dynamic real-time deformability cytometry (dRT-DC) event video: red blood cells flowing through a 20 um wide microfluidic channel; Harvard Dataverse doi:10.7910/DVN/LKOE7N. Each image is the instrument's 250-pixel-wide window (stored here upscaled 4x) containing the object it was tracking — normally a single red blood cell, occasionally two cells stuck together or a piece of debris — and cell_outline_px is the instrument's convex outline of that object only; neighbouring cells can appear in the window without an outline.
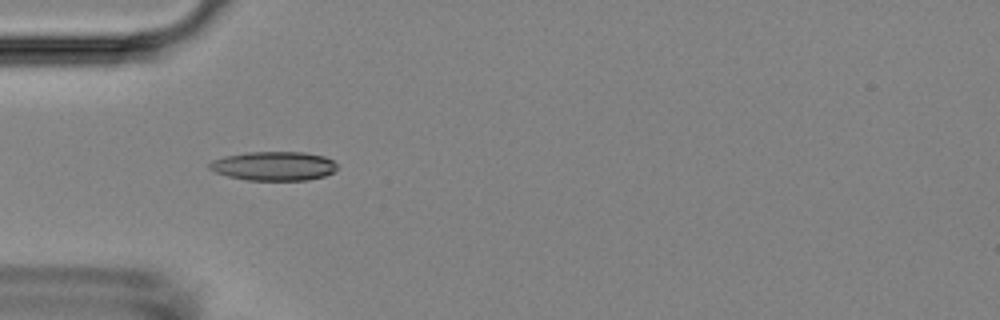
{"species": "Egyptian fruit bat (a non-hibernating species)", "species_latin": "Rousettus aegyptiacus", "temperature_condition": "room temperature", "stored_images_in_passage": 43, "camera_frame_rate_fps": 3000, "um_per_image_px": 0.085, "animal": {"sex": "female"}, "frame": {"image": 1, "passage_image": 6, "time_ms": 1.667, "image_size_px": [1000, 320], "cell_outline_px": [[340, 168], [336, 172], [324, 176], [308, 180], [248, 180], [228, 176], [216, 172], [208, 168], [208, 164], [212, 160], [224, 156], [248, 152], [304, 152], [324, 156], [332, 160]], "centroid_in_image_um": [23.31, 14.11], "position_along_channel_um": 61.7, "area_um2": 21.79}}
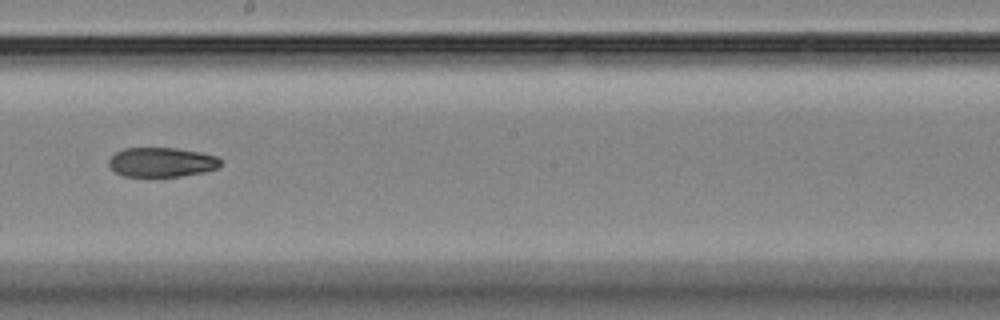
{"frame": {"image": 2, "passage_image": 20, "time_ms": 6.333, "image_size_px": [1000, 320], "cell_outline_px": [[220, 164], [216, 168], [204, 172], [180, 176], [124, 176], [116, 172], [108, 164], [108, 160], [116, 152], [124, 148], [176, 148], [200, 152], [216, 156], [220, 160]], "centroid_in_image_um": [13.72, 13.78], "position_along_channel_um": 234.5, "area_um2": 19.02}}
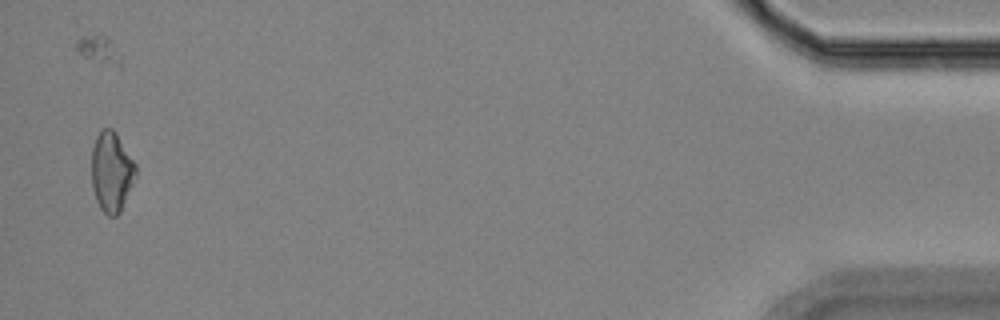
{"frame": {"image": 3, "passage_image": 42, "time_ms": 13.667, "image_size_px": [1000, 320], "cell_outline_px": [[136, 176], [120, 212], [116, 216], [108, 216], [100, 208], [96, 200], [92, 188], [92, 148], [96, 136], [104, 128], [112, 128], [116, 132], [136, 164]], "centroid_in_image_um": [9.48, 14.6], "position_along_channel_um": 425.7, "area_um2": 20.58}}